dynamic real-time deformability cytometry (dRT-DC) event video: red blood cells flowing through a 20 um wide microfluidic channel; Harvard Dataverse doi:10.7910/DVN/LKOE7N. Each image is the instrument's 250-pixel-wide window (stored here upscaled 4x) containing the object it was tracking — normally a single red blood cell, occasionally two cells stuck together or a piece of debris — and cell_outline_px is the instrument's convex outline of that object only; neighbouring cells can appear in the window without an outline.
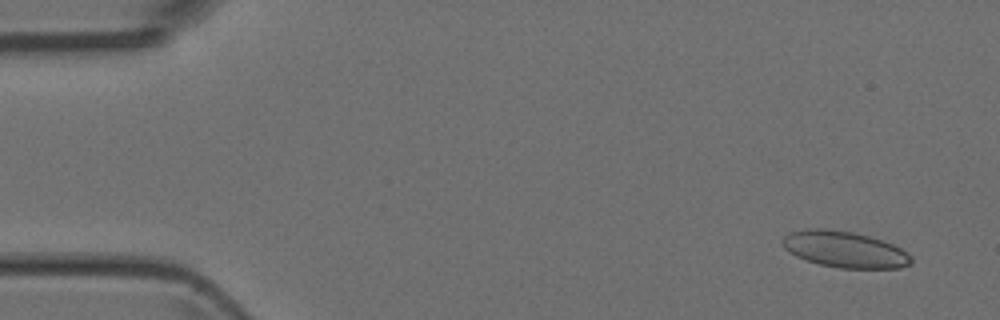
{"species": "Egyptian fruit bat (a non-hibernating species)", "species_latin": "Rousettus aegyptiacus", "temperature_condition": "room temperature", "stored_images_in_passage": 3, "camera_frame_rate_fps": 3000, "um_per_image_px": 0.085, "animal": {"sex": "female"}, "frame": {"image": 1, "passage_image": 1, "time_ms": 0.0, "image_size_px": [1000, 320], "cell_outline_px": [[912, 264], [900, 268], [840, 268], [820, 264], [796, 256], [788, 252], [784, 248], [780, 240], [788, 232], [804, 228], [824, 228], [852, 232], [868, 236], [892, 244], [908, 252], [912, 256]], "centroid_in_image_um": [71.77, 21.19], "position_along_channel_um": 13.2, "area_um2": 27.34}}